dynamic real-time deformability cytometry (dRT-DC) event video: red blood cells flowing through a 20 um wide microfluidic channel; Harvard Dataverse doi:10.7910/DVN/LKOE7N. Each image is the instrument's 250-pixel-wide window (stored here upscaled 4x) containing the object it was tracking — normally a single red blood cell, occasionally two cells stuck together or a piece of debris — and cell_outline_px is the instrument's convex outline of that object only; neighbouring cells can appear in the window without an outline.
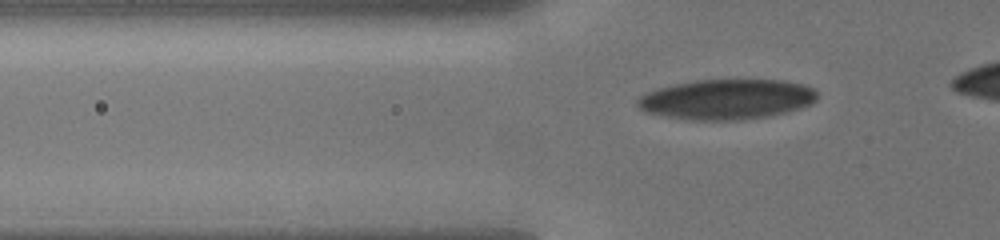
{"species": "human", "species_latin": "Homo sapiens", "temperature_condition": "cold", "stored_images_in_passage": 27, "camera_frame_rate_fps": 3000, "um_per_image_px": 0.085, "donor": {"sex": "male"}, "frame": {"image": 1, "passage_image": 12, "time_ms": 4.333, "image_size_px": [1000, 240], "cell_outline_px": [[820, 96], [812, 104], [788, 112], [772, 116], [740, 120], [684, 120], [644, 112], [636, 104], [636, 100], [640, 96], [656, 88], [696, 80], [784, 80], [804, 84], [812, 88]], "centroid_in_image_um": [61.79, 8.45], "position_along_channel_um": 64.0, "area_um2": 42.54}}
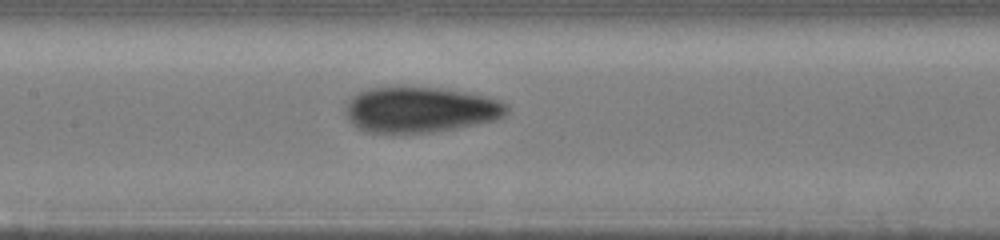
{"frame": {"image": 2, "passage_image": 19, "time_ms": 7.333, "image_size_px": [1000, 240], "cell_outline_px": [[508, 112], [504, 116], [496, 120], [456, 128], [432, 132], [364, 132], [356, 128], [348, 120], [344, 112], [344, 104], [356, 92], [368, 88], [440, 88], [468, 92], [500, 100], [508, 104]], "centroid_in_image_um": [35.69, 9.32], "position_along_channel_um": 171.7, "area_um2": 43.0}}
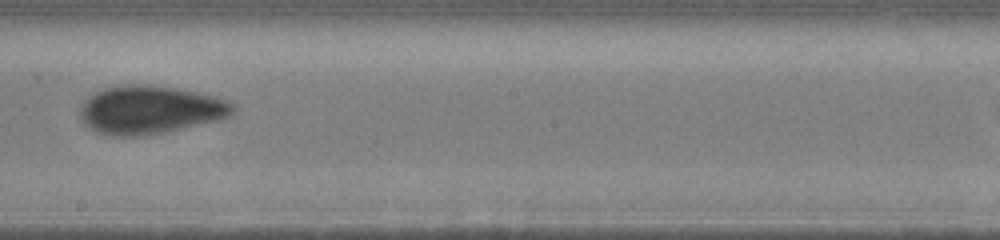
{"frame": {"image": 3, "passage_image": 25, "time_ms": 9.0, "image_size_px": [1000, 240], "cell_outline_px": [[236, 108], [228, 116], [216, 120], [164, 132], [136, 136], [112, 136], [96, 132], [84, 124], [80, 116], [80, 104], [88, 96], [104, 88], [120, 84], [152, 84], [176, 88], [216, 96], [228, 100], [236, 104]], "centroid_in_image_um": [12.72, 9.31], "position_along_channel_um": 235.5, "area_um2": 43.12}}